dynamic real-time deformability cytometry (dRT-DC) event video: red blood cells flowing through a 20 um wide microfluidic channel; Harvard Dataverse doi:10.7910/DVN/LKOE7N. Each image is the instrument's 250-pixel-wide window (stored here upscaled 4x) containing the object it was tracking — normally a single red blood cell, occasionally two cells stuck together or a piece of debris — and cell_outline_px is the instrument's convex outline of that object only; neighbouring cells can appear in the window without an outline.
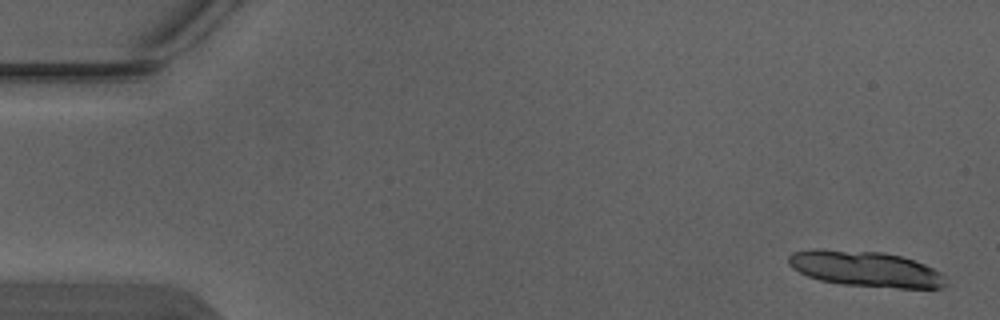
{"species": "Egyptian fruit bat (a non-hibernating species)", "species_latin": "Rousettus aegyptiacus", "temperature_condition": "warm", "stored_images_in_passage": 6, "segment_of_instrument_passage": [1, 2], "camera_frame_rate_fps": 3000, "um_per_image_px": 0.085, "animal": {"sex": "male"}, "frame": {"image": 1, "passage_image": 1, "time_ms": 0.0, "image_size_px": [1000, 320], "cell_outline_px": [[944, 288], [896, 288], [840, 284], [820, 280], [808, 276], [792, 268], [788, 264], [788, 256], [792, 252], [812, 248], [820, 248], [884, 252], [900, 256], [924, 264], [940, 272], [944, 276]], "centroid_in_image_um": [73.51, 22.84], "position_along_channel_um": 11.5, "area_um2": 32.83}}
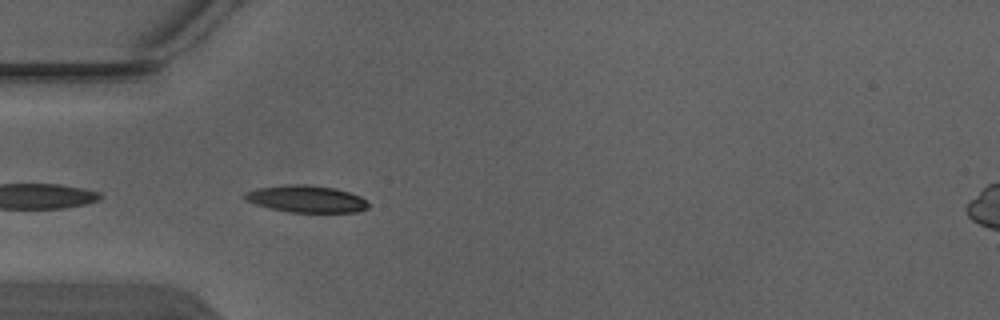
{"frame": {"image": 2, "passage_image": 5, "time_ms": 1.333, "image_size_px": [1000, 320], "cell_outline_px": [[368, 208], [356, 212], [288, 212], [256, 204], [244, 200], [240, 196], [244, 192], [256, 188], [284, 184], [308, 184], [336, 188], [360, 196], [368, 200]], "centroid_in_image_um": [26.0, 16.89], "position_along_channel_um": 59.0, "area_um2": 19.71}}